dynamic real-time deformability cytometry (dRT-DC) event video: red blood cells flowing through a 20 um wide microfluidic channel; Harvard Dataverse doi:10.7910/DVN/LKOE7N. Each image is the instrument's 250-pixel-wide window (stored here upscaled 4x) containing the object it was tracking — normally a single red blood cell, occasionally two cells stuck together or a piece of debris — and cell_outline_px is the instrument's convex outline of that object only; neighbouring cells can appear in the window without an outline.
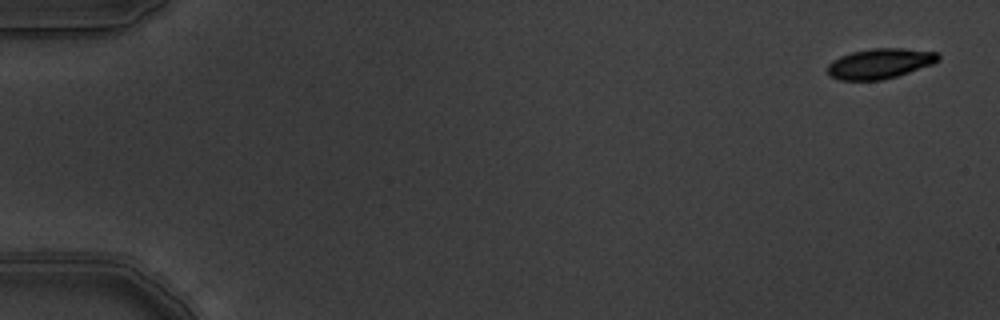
{"species": "common noctule bat (a hibernating species)", "species_latin": "Nyctalus noctula", "temperature_condition": "warm", "stored_images_in_passage": 15, "camera_frame_rate_fps": 3000, "um_per_image_px": 0.085, "animal": {"sex": "male", "body_mass_g": 19.5, "forearm_length_mm": 54.6}, "frame": {"image": 1, "passage_image": 1, "time_ms": 0.0, "image_size_px": [1000, 320], "cell_outline_px": [[940, 60], [932, 64], [896, 76], [880, 80], [840, 80], [832, 76], [828, 72], [828, 64], [832, 60], [840, 56], [852, 52], [872, 48], [900, 48], [940, 52]], "centroid_in_image_um": [74.81, 5.39], "position_along_channel_um": 10.2, "area_um2": 19.36}}
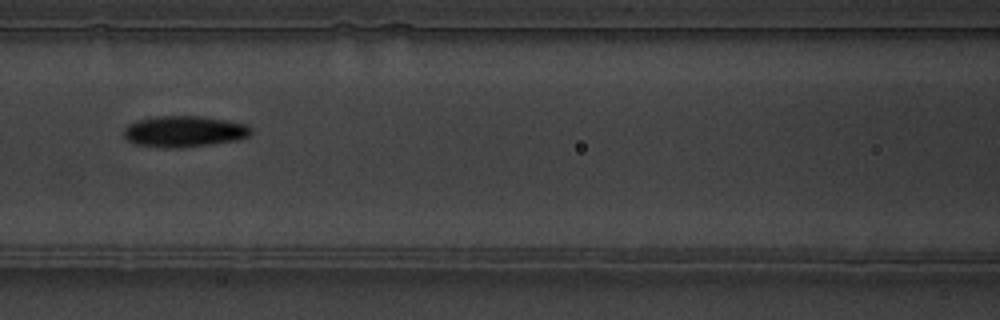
{"frame": {"image": 2, "passage_image": 7, "time_ms": 2.0, "image_size_px": [1000, 320], "cell_outline_px": [[252, 132], [248, 136], [236, 140], [180, 148], [172, 148], [136, 144], [128, 140], [124, 136], [124, 128], [128, 124], [136, 120], [156, 116], [200, 116], [248, 124], [252, 128]], "centroid_in_image_um": [15.65, 11.16], "position_along_channel_um": 151.0, "area_um2": 22.95}}
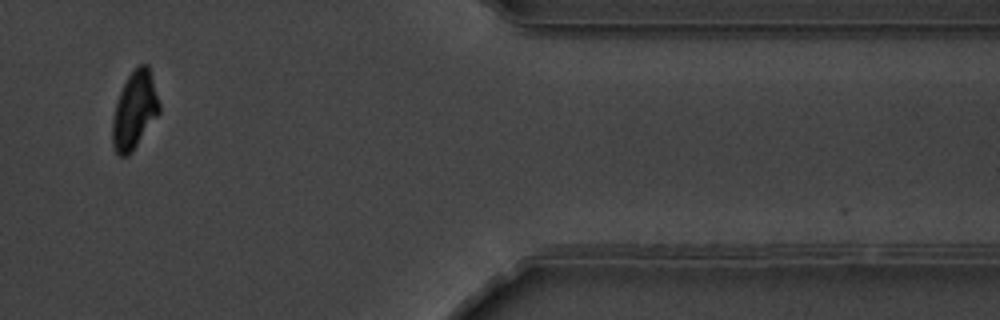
{"frame": {"image": 3, "passage_image": 14, "time_ms": 4.333, "image_size_px": [1000, 320], "cell_outline_px": [[160, 112], [132, 152], [128, 156], [120, 156], [116, 152], [112, 144], [112, 120], [116, 104], [120, 92], [128, 76], [140, 64], [148, 64], [160, 104]], "centroid_in_image_um": [11.44, 9.4], "position_along_channel_um": 400.0, "area_um2": 20.92}}